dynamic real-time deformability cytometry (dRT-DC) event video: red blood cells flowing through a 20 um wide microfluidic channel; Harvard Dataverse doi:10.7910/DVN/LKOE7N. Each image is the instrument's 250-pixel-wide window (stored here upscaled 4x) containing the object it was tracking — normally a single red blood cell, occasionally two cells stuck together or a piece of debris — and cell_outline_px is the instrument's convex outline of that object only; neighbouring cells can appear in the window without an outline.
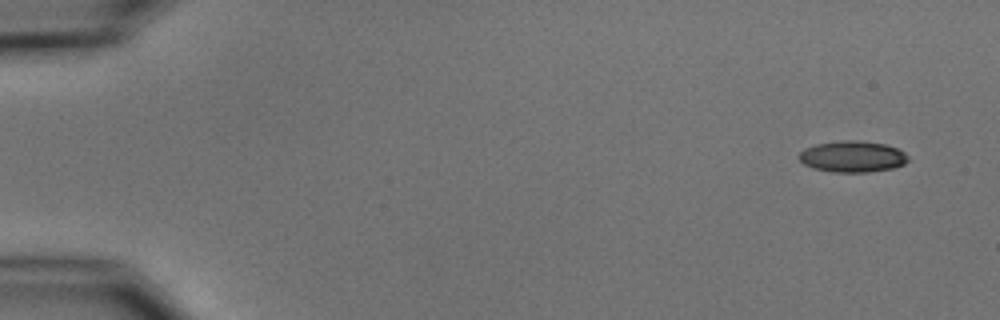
{"species": "common noctule bat (a hibernating species)", "species_latin": "Nyctalus noctula", "temperature_condition": "cold", "stored_images_in_passage": 6, "camera_frame_rate_fps": 3000, "um_per_image_px": 0.085, "animal": {"sex": "male", "body_mass_g": 15.6}, "frame": {"image": 1, "passage_image": 1, "time_ms": 0.0, "image_size_px": [1000, 320], "cell_outline_px": [[908, 160], [904, 164], [892, 168], [868, 172], [832, 172], [812, 168], [804, 164], [796, 156], [804, 148], [816, 144], [840, 140], [860, 140], [884, 144], [896, 148], [904, 152], [908, 156]], "centroid_in_image_um": [72.42, 13.3], "position_along_channel_um": 12.6, "area_um2": 20.0}}
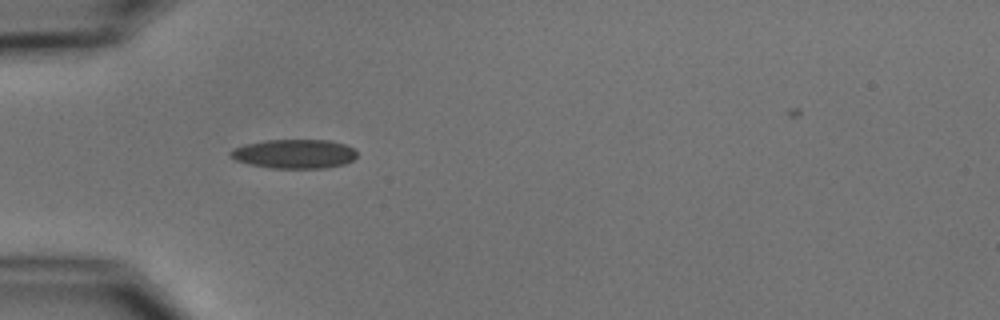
{"frame": {"image": 2, "passage_image": 5, "time_ms": 4.667, "image_size_px": [1000, 320], "cell_outline_px": [[356, 156], [352, 160], [344, 164], [324, 168], [272, 168], [248, 164], [236, 160], [228, 156], [228, 152], [232, 148], [244, 144], [264, 140], [332, 140], [344, 144], [352, 148], [356, 152]], "centroid_in_image_um": [24.96, 13.07], "position_along_channel_um": 60.0, "area_um2": 21.62}}